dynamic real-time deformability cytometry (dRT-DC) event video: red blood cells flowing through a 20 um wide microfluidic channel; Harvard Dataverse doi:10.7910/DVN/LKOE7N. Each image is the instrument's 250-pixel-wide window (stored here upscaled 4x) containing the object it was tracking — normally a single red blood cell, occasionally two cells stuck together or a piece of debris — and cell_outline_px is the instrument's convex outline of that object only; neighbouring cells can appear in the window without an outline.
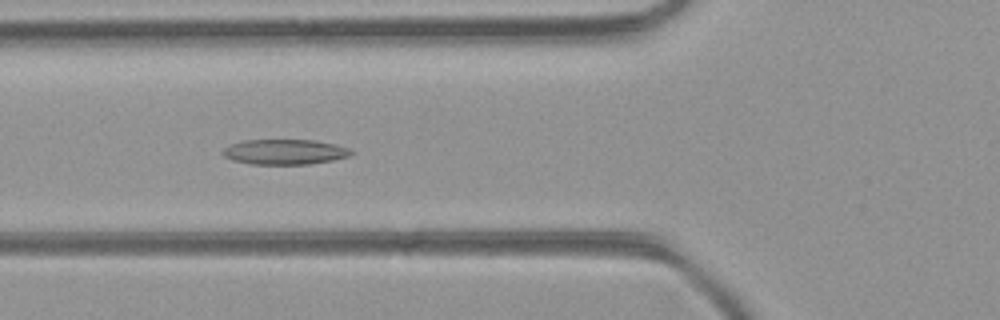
{"species": "common noctule bat (a hibernating species)", "species_latin": "Nyctalus noctula", "temperature_condition": "room temperature", "stored_images_in_passage": 46, "camera_frame_rate_fps": 3000, "um_per_image_px": 0.085, "animal": {"sex": "female", "body_mass_g": 21.9}, "frame": {"image": 1, "passage_image": 17, "time_ms": 5.333, "image_size_px": [1000, 320], "cell_outline_px": [[356, 152], [352, 156], [332, 160], [308, 164], [248, 164], [232, 160], [224, 156], [220, 152], [228, 144], [244, 140], [316, 140], [352, 148]], "centroid_in_image_um": [24.22, 12.91], "position_along_channel_um": 101.6, "area_um2": 19.19}}
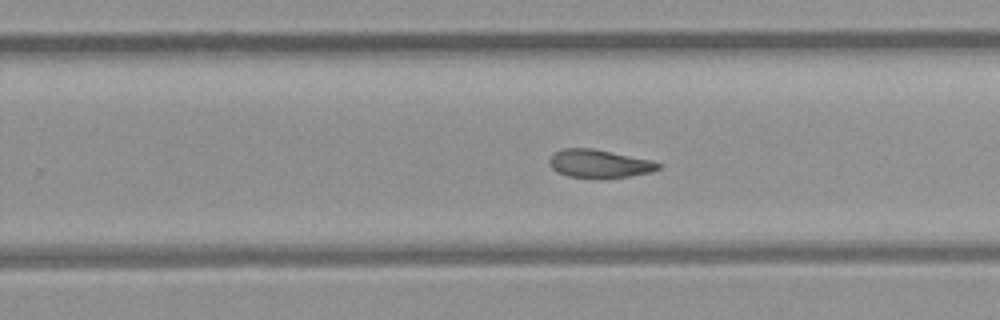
{"frame": {"image": 2, "passage_image": 29, "time_ms": 9.333, "image_size_px": [1000, 320], "cell_outline_px": [[660, 168], [648, 172], [628, 176], [568, 176], [556, 172], [548, 164], [548, 160], [552, 152], [564, 148], [592, 148], [652, 160], [660, 164]], "centroid_in_image_um": [50.85, 13.87], "position_along_channel_um": 278.9, "area_um2": 17.4}}
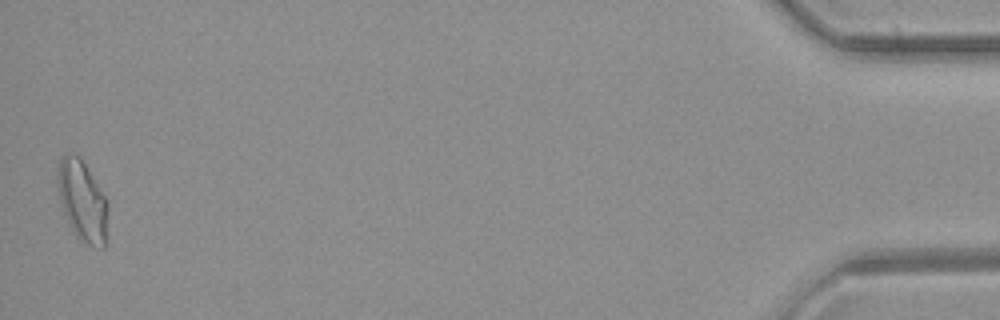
{"frame": {"image": 3, "passage_image": 46, "time_ms": 15.0, "image_size_px": [1000, 320], "cell_outline_px": [[108, 200], [104, 248], [100, 248], [88, 244], [76, 236], [64, 212], [60, 200], [56, 176], [56, 168], [60, 156], [64, 152], [68, 152], [80, 156]], "centroid_in_image_um": [6.97, 16.98], "position_along_channel_um": 428.2, "area_um2": 23.7}, "authors_computed_cell_mechanics": {"area_um2": 19.3341, "velocity_mm_per_s": 4.4271, "shape_relaxation_time_tau1_ms": null, "shape_relaxation_time_tau2_ms": 3.3824, "deformation_change_tau1": null, "deformation_change_tau2": 0.106}}